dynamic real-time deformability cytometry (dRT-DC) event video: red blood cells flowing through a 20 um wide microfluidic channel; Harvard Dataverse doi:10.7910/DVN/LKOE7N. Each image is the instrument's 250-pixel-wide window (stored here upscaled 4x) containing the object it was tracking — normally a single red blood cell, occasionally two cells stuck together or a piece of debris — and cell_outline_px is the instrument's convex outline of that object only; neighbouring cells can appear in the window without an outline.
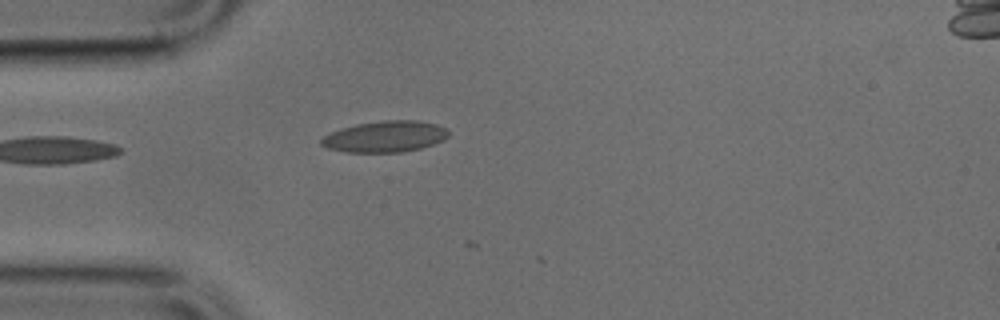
{"species": "common noctule bat (a hibernating species)", "species_latin": "Nyctalus noctula", "temperature_condition": "cold", "stored_images_in_passage": 6, "camera_frame_rate_fps": 3000, "um_per_image_px": 0.085, "animal": {"sex": "male", "body_mass_g": 17.9, "forearm_length_mm": 54.2}, "frame": {"image": 1, "passage_image": 2, "time_ms": 0.333, "image_size_px": [1000, 320], "cell_outline_px": [[448, 136], [444, 140], [420, 148], [400, 152], [348, 152], [328, 148], [320, 144], [320, 140], [328, 132], [340, 128], [356, 124], [384, 120], [416, 120], [436, 124], [444, 128], [448, 132]], "centroid_in_image_um": [32.69, 11.6], "position_along_channel_um": 52.3, "area_um2": 23.06}}
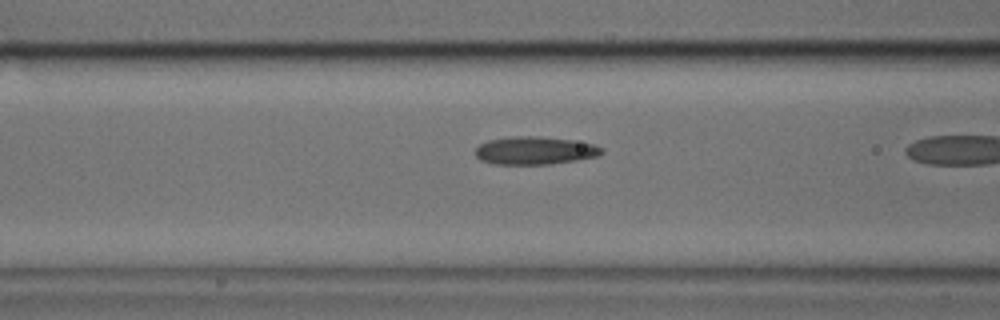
{"frame": {"image": 2, "passage_image": 5, "time_ms": 1.333, "image_size_px": [1000, 320], "cell_outline_px": [[604, 152], [596, 156], [576, 160], [548, 164], [496, 164], [480, 160], [476, 156], [476, 148], [480, 144], [488, 140], [508, 136], [540, 136], [572, 140], [592, 144], [604, 148]], "centroid_in_image_um": [45.44, 12.79], "position_along_channel_um": 121.2, "area_um2": 20.52}}